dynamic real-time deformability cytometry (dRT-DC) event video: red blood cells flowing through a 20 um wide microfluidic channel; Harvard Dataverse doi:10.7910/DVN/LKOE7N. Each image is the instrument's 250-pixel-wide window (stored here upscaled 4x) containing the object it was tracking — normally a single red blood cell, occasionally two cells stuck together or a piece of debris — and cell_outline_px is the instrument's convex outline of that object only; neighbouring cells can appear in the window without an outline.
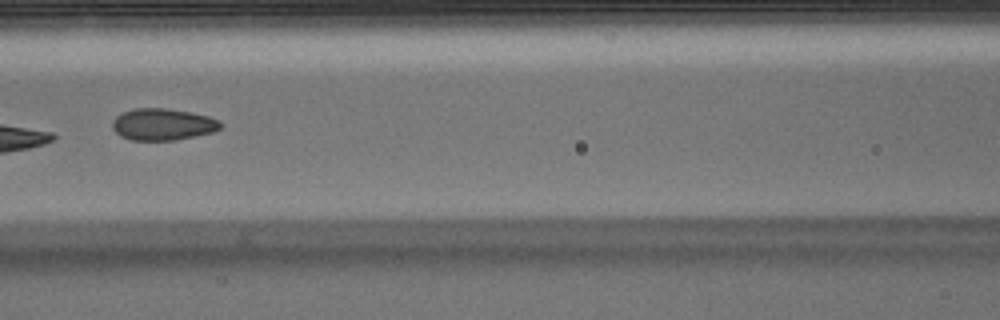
{"species": "Egyptian fruit bat (a non-hibernating species)", "species_latin": "Rousettus aegyptiacus", "temperature_condition": "warm", "stored_images_in_passage": 6, "camera_frame_rate_fps": 3000, "um_per_image_px": 0.085, "animal": {"sex": "male"}, "frame": {"image": 1, "passage_image": 6, "time_ms": 1.667, "image_size_px": [1000, 320], "cell_outline_px": [[224, 124], [216, 132], [176, 140], [132, 140], [120, 136], [112, 128], [112, 120], [116, 116], [124, 112], [136, 108], [164, 108], [188, 112], [208, 116], [220, 120]], "centroid_in_image_um": [13.86, 10.58], "position_along_channel_um": 152.7, "area_um2": 20.11}}